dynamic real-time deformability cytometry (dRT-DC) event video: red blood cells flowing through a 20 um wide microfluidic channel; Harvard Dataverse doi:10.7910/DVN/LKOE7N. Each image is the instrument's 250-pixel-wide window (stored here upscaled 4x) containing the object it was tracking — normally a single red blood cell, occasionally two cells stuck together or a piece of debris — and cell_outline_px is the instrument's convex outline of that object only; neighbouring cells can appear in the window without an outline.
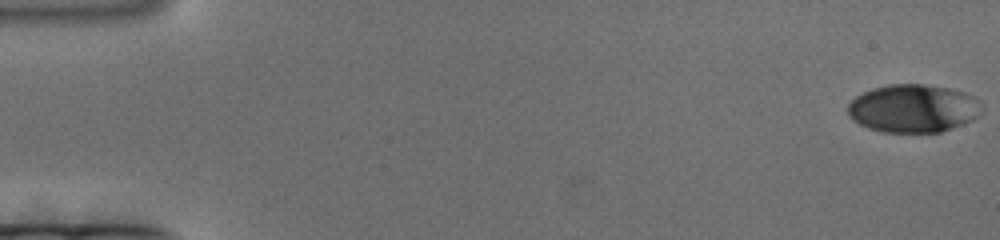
{"species": "human", "species_latin": "Homo sapiens", "temperature_condition": "cold", "stored_images_in_passage": 182, "camera_frame_rate_fps": 3000, "um_per_image_px": 0.085, "donor": {"sex": "female"}, "frame": {"image": 1, "passage_image": 1, "time_ms": 0.0, "image_size_px": [1000, 240], "cell_outline_px": [[984, 112], [972, 120], [964, 124], [940, 132], [884, 132], [868, 128], [860, 124], [848, 116], [848, 104], [856, 96], [872, 88], [888, 84], [924, 84], [948, 88], [968, 92], [976, 96], [984, 104]], "centroid_in_image_um": [77.7, 9.2], "position_along_channel_um": 7.3, "area_um2": 38.09}}
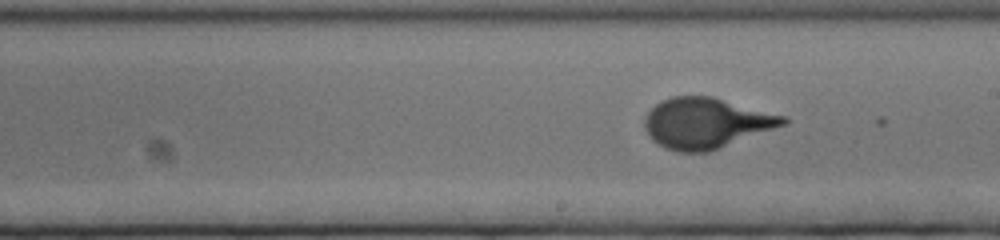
{"frame": {"image": 2, "passage_image": 103, "time_ms": 34.0, "image_size_px": [1000, 240], "cell_outline_px": [[788, 124], [720, 148], [708, 152], [676, 152], [664, 148], [656, 144], [648, 136], [644, 128], [644, 116], [656, 104], [672, 96], [712, 96], [788, 116]], "centroid_in_image_um": [60.03, 10.47], "position_along_channel_um": 229.0, "area_um2": 41.27}}
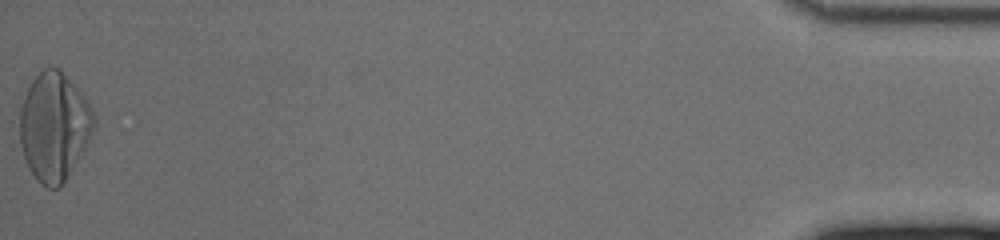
{"frame": {"image": 3, "passage_image": 182, "time_ms": 60.333, "image_size_px": [1000, 240], "cell_outline_px": [[96, 120], [92, 132], [84, 148], [60, 188], [48, 188], [40, 184], [36, 180], [24, 156], [20, 144], [20, 108], [24, 96], [32, 80], [44, 68], [60, 68], [84, 96]], "centroid_in_image_um": [4.58, 10.75], "position_along_channel_um": 430.6, "area_um2": 46.18}}